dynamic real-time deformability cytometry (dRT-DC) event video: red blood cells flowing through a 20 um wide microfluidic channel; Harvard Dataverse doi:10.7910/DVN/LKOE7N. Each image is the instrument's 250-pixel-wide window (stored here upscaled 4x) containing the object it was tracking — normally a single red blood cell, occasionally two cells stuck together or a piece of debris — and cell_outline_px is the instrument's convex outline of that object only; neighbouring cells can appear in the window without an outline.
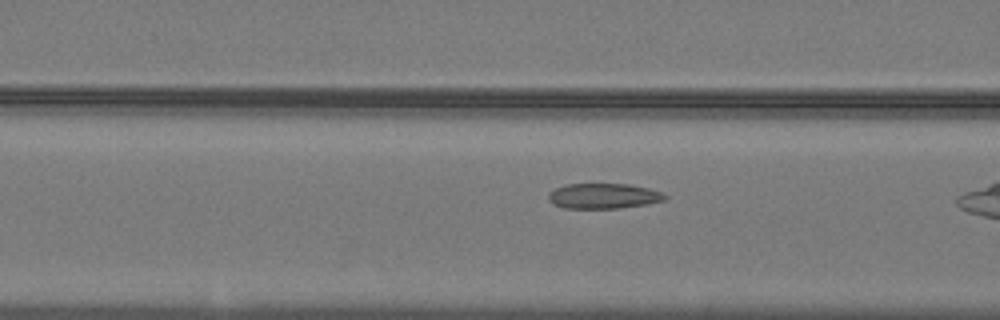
{"species": "common noctule bat (a hibernating species)", "species_latin": "Nyctalus noctula", "temperature_condition": "warm", "stored_images_in_passage": 18, "camera_frame_rate_fps": 3000, "um_per_image_px": 0.085, "animal": {"sex": "male", "body_mass_g": 19.2, "forearm_length_mm": 51.8}, "frame": {"image": 1, "passage_image": 6, "time_ms": 1.667, "image_size_px": [1000, 320], "cell_outline_px": [[668, 196], [664, 200], [648, 204], [620, 208], [564, 208], [552, 204], [548, 200], [548, 192], [556, 188], [568, 184], [628, 184], [648, 188], [664, 192]], "centroid_in_image_um": [51.3, 16.66], "position_along_channel_um": 115.3, "area_um2": 17.28}}